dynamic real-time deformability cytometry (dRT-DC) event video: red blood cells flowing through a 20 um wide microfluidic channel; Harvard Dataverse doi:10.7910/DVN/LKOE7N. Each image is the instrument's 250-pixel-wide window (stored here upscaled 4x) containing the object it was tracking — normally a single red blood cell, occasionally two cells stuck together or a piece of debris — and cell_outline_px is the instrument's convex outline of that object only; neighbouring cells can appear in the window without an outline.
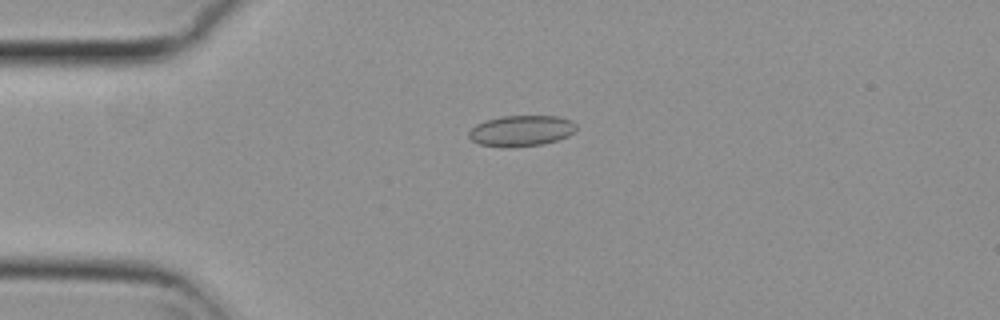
{"species": "common noctule bat (a hibernating species)", "species_latin": "Nyctalus noctula", "temperature_condition": "cold", "stored_images_in_passage": 11, "camera_frame_rate_fps": 3000, "um_per_image_px": 0.085, "animal": {"sex": "female", "body_mass_g": 29.2, "forearm_length_mm": 56.3}, "frame": {"image": 1, "passage_image": 5, "time_ms": 1.333, "image_size_px": [1000, 320], "cell_outline_px": [[576, 132], [568, 136], [544, 144], [508, 148], [480, 144], [472, 140], [468, 136], [468, 132], [476, 124], [484, 120], [500, 116], [560, 116], [572, 120], [576, 124]], "centroid_in_image_um": [44.32, 11.11], "position_along_channel_um": 40.7, "area_um2": 19.59}}
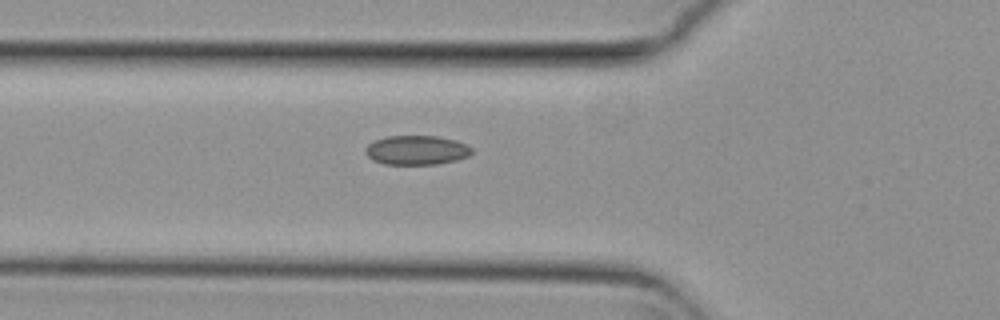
{"frame": {"image": 2, "passage_image": 11, "time_ms": 3.333, "image_size_px": [1000, 320], "cell_outline_px": [[472, 152], [468, 156], [456, 160], [436, 164], [384, 164], [372, 160], [364, 152], [364, 148], [368, 144], [384, 136], [440, 136], [456, 140], [472, 148]], "centroid_in_image_um": [35.38, 12.76], "position_along_channel_um": 90.4, "area_um2": 18.21}}